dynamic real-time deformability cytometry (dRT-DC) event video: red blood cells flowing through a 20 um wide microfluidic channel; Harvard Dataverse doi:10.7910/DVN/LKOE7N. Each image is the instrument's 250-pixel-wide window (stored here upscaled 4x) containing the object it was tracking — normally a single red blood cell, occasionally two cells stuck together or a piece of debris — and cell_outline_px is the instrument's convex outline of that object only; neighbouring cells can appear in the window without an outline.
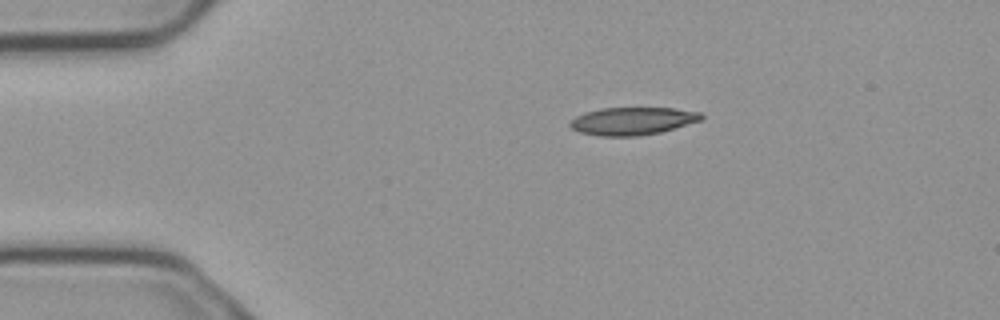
{"species": "common noctule bat (a hibernating species)", "species_latin": "Nyctalus noctula", "temperature_condition": "cold", "stored_images_in_passage": 6, "camera_frame_rate_fps": 3000, "um_per_image_px": 0.085, "animal": {"sex": "male", "body_mass_g": 23.1, "forearm_length_mm": 52.7}, "frame": {"image": 1, "passage_image": 1, "time_ms": 0.0, "image_size_px": [1000, 320], "cell_outline_px": [[704, 120], [660, 132], [636, 136], [600, 136], [580, 132], [572, 128], [568, 124], [576, 116], [584, 112], [600, 108], [672, 108], [700, 112], [704, 116]], "centroid_in_image_um": [53.78, 10.28], "position_along_channel_um": 31.2, "area_um2": 21.21}}
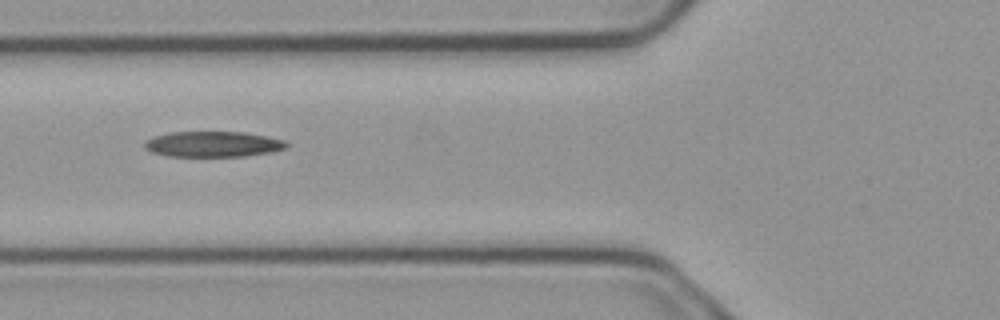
{"frame": {"image": 2, "passage_image": 4, "time_ms": 1.0, "image_size_px": [1000, 320], "cell_outline_px": [[288, 144], [284, 148], [272, 152], [244, 156], [168, 156], [152, 152], [144, 148], [144, 140], [156, 136], [172, 132], [244, 132], [284, 140]], "centroid_in_image_um": [18.07, 12.25], "position_along_channel_um": 107.7, "area_um2": 20.98}}
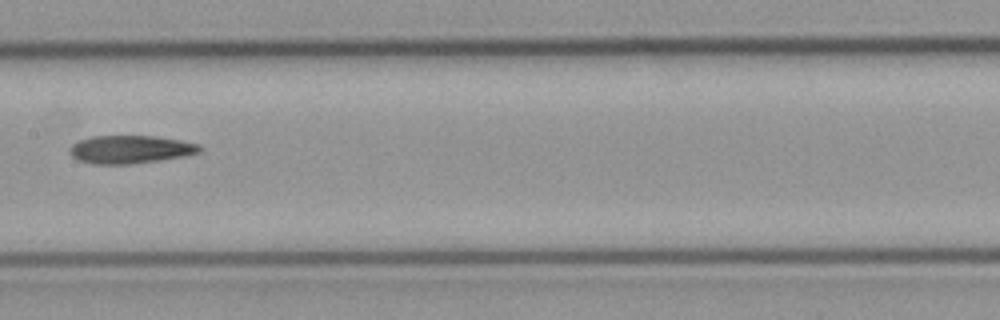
{"frame": {"image": 3, "passage_image": 6, "time_ms": 1.667, "image_size_px": [1000, 320], "cell_outline_px": [[204, 148], [200, 152], [184, 156], [132, 164], [92, 164], [80, 160], [72, 156], [68, 152], [68, 148], [72, 144], [80, 140], [92, 136], [152, 136], [180, 140], [200, 144]], "centroid_in_image_um": [11.08, 12.7], "position_along_channel_um": 196.3, "area_um2": 21.27}}